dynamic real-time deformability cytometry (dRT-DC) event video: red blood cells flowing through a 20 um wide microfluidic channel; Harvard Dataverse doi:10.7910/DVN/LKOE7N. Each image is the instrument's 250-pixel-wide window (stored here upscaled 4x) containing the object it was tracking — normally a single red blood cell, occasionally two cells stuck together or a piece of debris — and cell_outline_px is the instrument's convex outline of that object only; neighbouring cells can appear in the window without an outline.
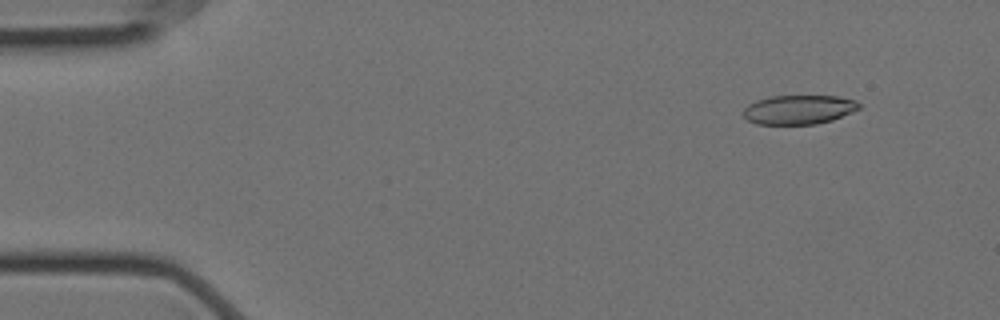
{"species": "Egyptian fruit bat (a non-hibernating species)", "species_latin": "Rousettus aegyptiacus", "temperature_condition": "cold", "stored_images_in_passage": 4, "camera_frame_rate_fps": 3000, "um_per_image_px": 0.085, "animal": {"sex": "female"}, "frame": {"image": 1, "passage_image": 1, "time_ms": 0.0, "image_size_px": [1000, 320], "cell_outline_px": [[860, 108], [832, 120], [816, 124], [756, 124], [748, 120], [740, 112], [748, 104], [756, 100], [768, 96], [836, 96], [856, 100], [860, 104]], "centroid_in_image_um": [67.85, 9.31], "position_along_channel_um": 17.1, "area_um2": 19.77}}
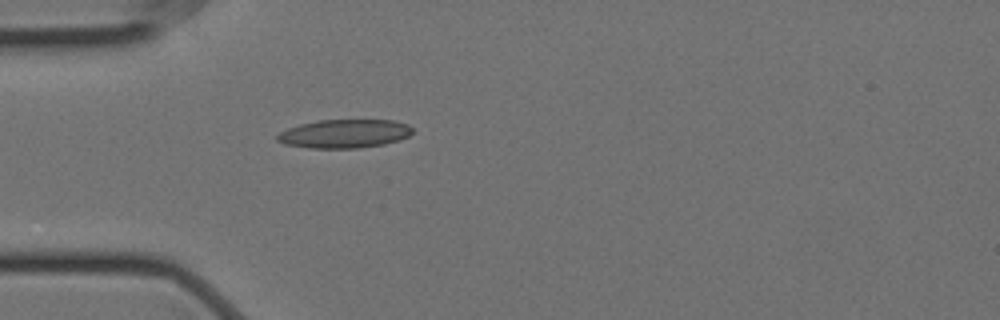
{"frame": {"image": 2, "passage_image": 4, "time_ms": 1.0, "image_size_px": [1000, 320], "cell_outline_px": [[412, 132], [408, 136], [400, 140], [384, 144], [360, 148], [312, 148], [284, 144], [276, 140], [276, 136], [280, 132], [288, 128], [300, 124], [316, 120], [392, 120], [408, 124], [412, 128]], "centroid_in_image_um": [29.27, 11.36], "position_along_channel_um": 55.7, "area_um2": 22.6}}